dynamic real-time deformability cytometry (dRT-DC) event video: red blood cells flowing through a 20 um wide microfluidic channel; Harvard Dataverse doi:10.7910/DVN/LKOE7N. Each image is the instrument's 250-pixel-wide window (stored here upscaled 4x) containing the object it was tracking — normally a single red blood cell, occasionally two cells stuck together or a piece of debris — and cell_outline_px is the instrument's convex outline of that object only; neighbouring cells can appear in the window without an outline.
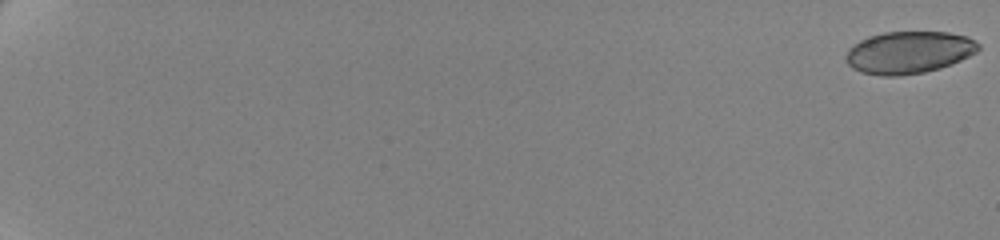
{"species": "human", "species_latin": "Homo sapiens", "temperature_condition": "cold", "stored_images_in_passage": 62, "camera_frame_rate_fps": 3000, "um_per_image_px": 0.085, "donor": {"sex": "female"}, "frame": {"image": 1, "passage_image": 1, "time_ms": 0.0, "image_size_px": [1000, 240], "cell_outline_px": [[980, 48], [976, 52], [952, 64], [940, 68], [924, 72], [900, 76], [884, 76], [860, 72], [852, 68], [848, 64], [844, 56], [848, 48], [860, 40], [868, 36], [884, 32], [948, 32], [968, 36], [980, 44]], "centroid_in_image_um": [77.23, 4.45], "position_along_channel_um": 7.8, "area_um2": 32.83}}
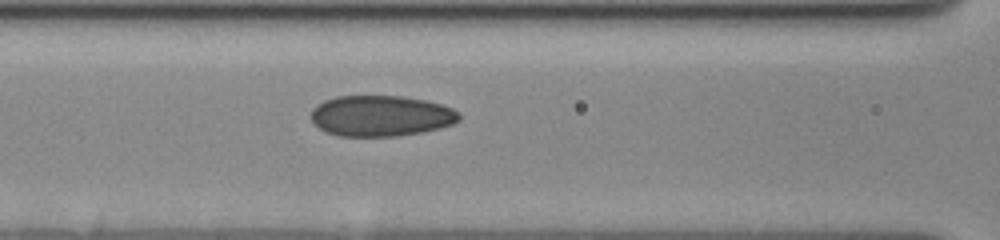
{"frame": {"image": 2, "passage_image": 32, "time_ms": 10.333, "image_size_px": [1000, 240], "cell_outline_px": [[460, 120], [452, 124], [440, 128], [420, 132], [396, 136], [340, 136], [324, 132], [312, 124], [312, 108], [324, 100], [336, 96], [400, 96], [424, 100], [440, 104], [452, 108], [460, 112]], "centroid_in_image_um": [32.35, 9.85], "position_along_channel_um": 134.2, "area_um2": 35.37}}
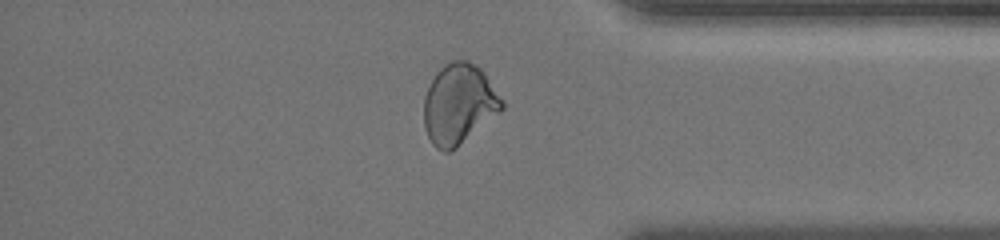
{"frame": {"image": 3, "passage_image": 55, "time_ms": 18.0, "image_size_px": [1000, 240], "cell_outline_px": [[504, 108], [500, 112], [456, 148], [448, 152], [444, 152], [436, 148], [432, 144], [428, 136], [424, 124], [424, 96], [436, 72], [444, 64], [452, 60], [468, 60], [476, 64], [480, 68], [504, 100]], "centroid_in_image_um": [39.01, 8.84], "position_along_channel_um": 396.2, "area_um2": 36.47}, "authors_computed_cell_mechanics": {"area_um2": 34.5933, "velocity_mm_per_s": 3.5025, "shape_relaxation_time_tau1_ms": null, "shape_relaxation_time_tau2_ms": 1.4851, "deformation_change_tau1": null, "deformation_change_tau2": 0.0623}}